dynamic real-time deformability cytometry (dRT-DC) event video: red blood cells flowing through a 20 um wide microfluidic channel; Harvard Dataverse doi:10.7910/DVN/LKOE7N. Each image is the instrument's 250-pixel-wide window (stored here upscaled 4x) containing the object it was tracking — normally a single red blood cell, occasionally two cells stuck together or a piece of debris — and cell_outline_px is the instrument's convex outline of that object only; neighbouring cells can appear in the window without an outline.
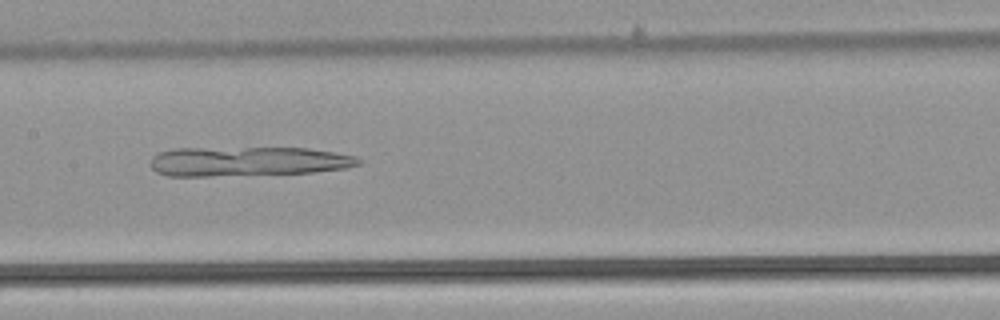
{"species": "common noctule bat (a hibernating species)", "species_latin": "Nyctalus noctula", "temperature_condition": "warm", "stored_images_in_passage": 51, "camera_frame_rate_fps": 3000, "um_per_image_px": 0.085, "animal": {"sex": "male", "body_mass_g": 21.5, "forearm_length_mm": 52.0}, "frame": {"image": 1, "passage_image": 25, "time_ms": 8.0, "image_size_px": [1000, 320], "cell_outline_px": [[360, 164], [348, 168], [312, 172], [208, 176], [168, 176], [156, 172], [152, 168], [152, 156], [156, 152], [176, 148], [308, 148], [356, 156], [360, 160]], "centroid_in_image_um": [21.04, 13.71], "position_along_channel_um": 186.4, "area_um2": 35.66}}
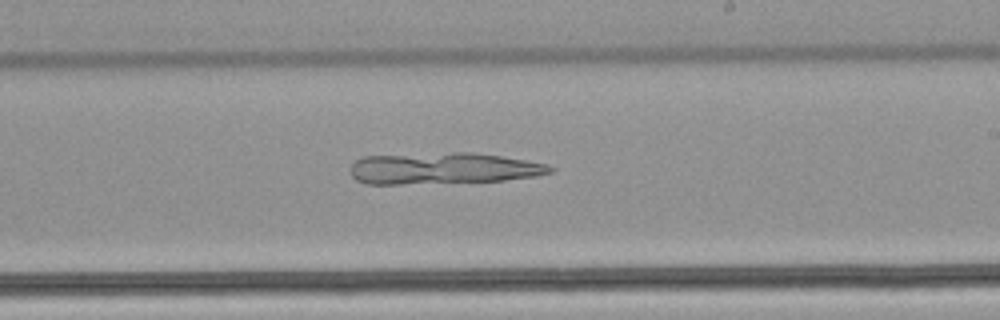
{"frame": {"image": 2, "passage_image": 30, "time_ms": 9.667, "image_size_px": [1000, 320], "cell_outline_px": [[556, 168], [552, 172], [536, 176], [504, 180], [400, 184], [364, 184], [356, 180], [348, 172], [348, 168], [356, 160], [364, 156], [452, 152], [472, 152], [500, 156], [548, 164]], "centroid_in_image_um": [37.62, 14.31], "position_along_channel_um": 251.4, "area_um2": 36.76}}